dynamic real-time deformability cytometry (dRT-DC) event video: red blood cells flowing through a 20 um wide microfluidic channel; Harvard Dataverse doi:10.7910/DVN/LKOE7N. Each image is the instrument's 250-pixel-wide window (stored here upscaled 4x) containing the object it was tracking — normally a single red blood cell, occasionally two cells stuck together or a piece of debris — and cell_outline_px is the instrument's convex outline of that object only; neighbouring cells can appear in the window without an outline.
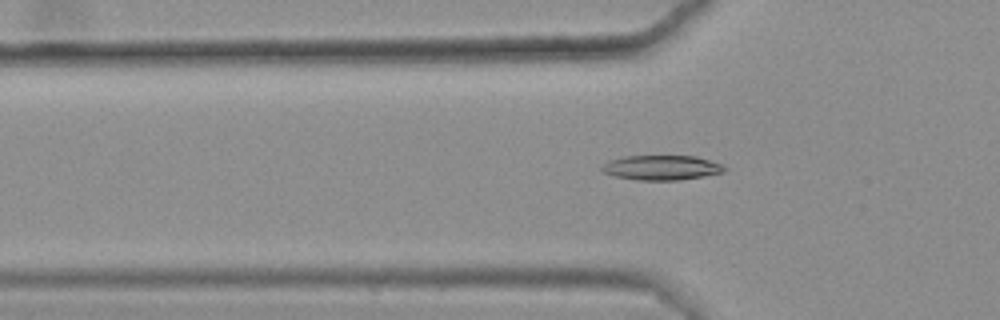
{"species": "common noctule bat (a hibernating species)", "species_latin": "Nyctalus noctula", "temperature_condition": "warm", "stored_images_in_passage": 41, "camera_frame_rate_fps": 3000, "um_per_image_px": 0.085, "animal": {"sex": "female", "body_mass_g": 25.1}, "frame": {"image": 1, "passage_image": 10, "time_ms": 3.0, "image_size_px": [1000, 320], "cell_outline_px": [[728, 168], [724, 172], [704, 176], [680, 180], [636, 180], [616, 176], [604, 172], [600, 168], [608, 160], [624, 156], [696, 156], [720, 164]], "centroid_in_image_um": [56.23, 14.25], "position_along_channel_um": 69.6, "area_um2": 17.63}}
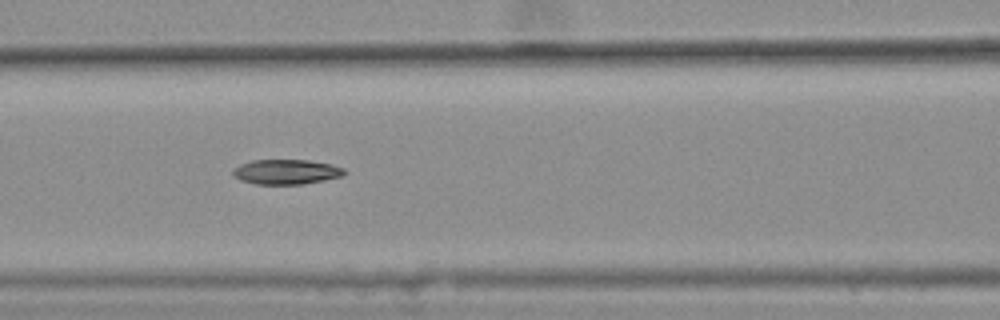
{"frame": {"image": 2, "passage_image": 16, "time_ms": 5.0, "image_size_px": [1000, 320], "cell_outline_px": [[348, 172], [344, 176], [304, 184], [256, 184], [240, 180], [232, 176], [232, 172], [240, 164], [252, 160], [308, 160], [332, 164], [344, 168]], "centroid_in_image_um": [24.37, 14.61], "position_along_channel_um": 142.2, "area_um2": 16.3}}
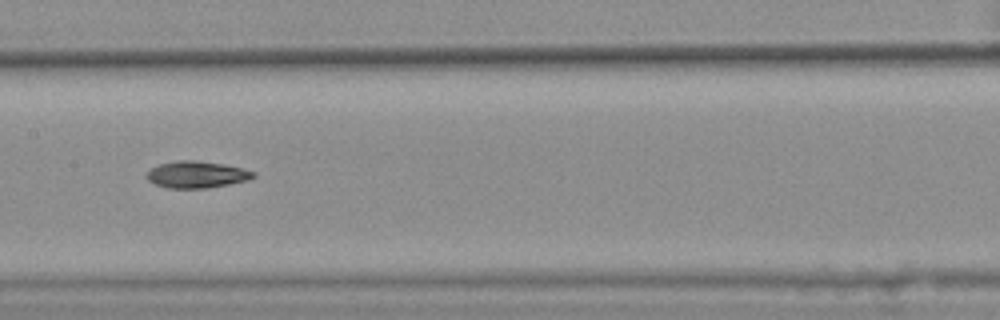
{"frame": {"image": 3, "passage_image": 20, "time_ms": 6.333, "image_size_px": [1000, 320], "cell_outline_px": [[256, 176], [248, 180], [208, 188], [168, 188], [156, 184], [148, 180], [144, 176], [152, 168], [160, 164], [176, 160], [196, 160], [224, 164], [256, 172]], "centroid_in_image_um": [16.71, 14.83], "position_along_channel_um": 190.7, "area_um2": 16.59}}